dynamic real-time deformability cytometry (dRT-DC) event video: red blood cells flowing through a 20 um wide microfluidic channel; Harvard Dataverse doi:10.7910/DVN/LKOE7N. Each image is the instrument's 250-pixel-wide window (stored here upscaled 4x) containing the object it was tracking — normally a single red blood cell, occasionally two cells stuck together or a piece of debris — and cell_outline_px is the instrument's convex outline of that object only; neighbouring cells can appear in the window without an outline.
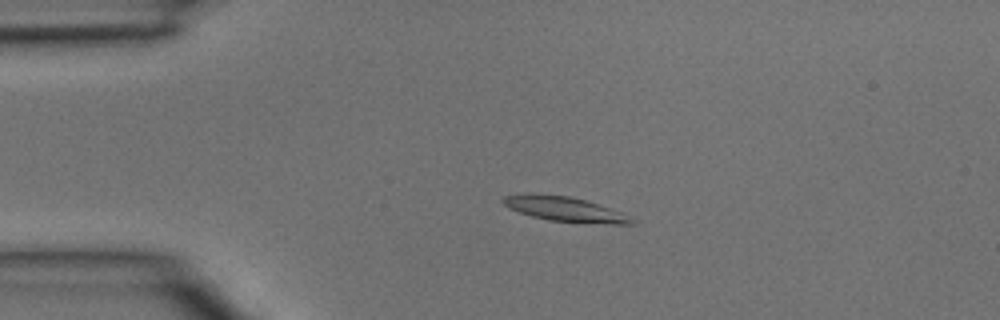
{"species": "common noctule bat (a hibernating species)", "species_latin": "Nyctalus noctula", "temperature_condition": "room temperature", "stored_images_in_passage": 32, "camera_frame_rate_fps": 3000, "um_per_image_px": 0.085, "animal": {"sex": "male", "body_mass_g": 15.6}, "frame": {"image": 1, "passage_image": 1, "time_ms": 0.0, "image_size_px": [1000, 320], "cell_outline_px": [[636, 224], [612, 224], [548, 220], [532, 216], [520, 212], [504, 204], [500, 200], [504, 196], [524, 192], [536, 192], [568, 196], [584, 200], [620, 212], [632, 220]], "centroid_in_image_um": [47.9, 17.74], "position_along_channel_um": 37.1, "area_um2": 18.26}}
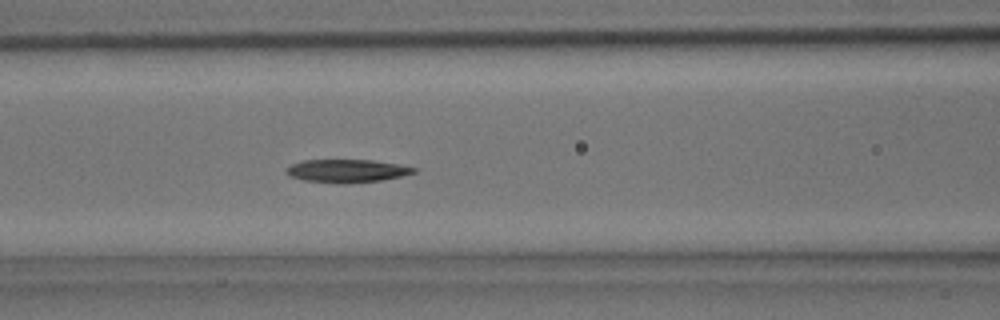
{"frame": {"image": 2, "passage_image": 9, "time_ms": 2.667, "image_size_px": [1000, 320], "cell_outline_px": [[416, 172], [400, 176], [380, 180], [344, 184], [340, 184], [304, 180], [292, 176], [284, 172], [292, 164], [304, 160], [372, 160], [396, 164], [416, 168]], "centroid_in_image_um": [29.47, 14.53], "position_along_channel_um": 137.1, "area_um2": 16.88}}
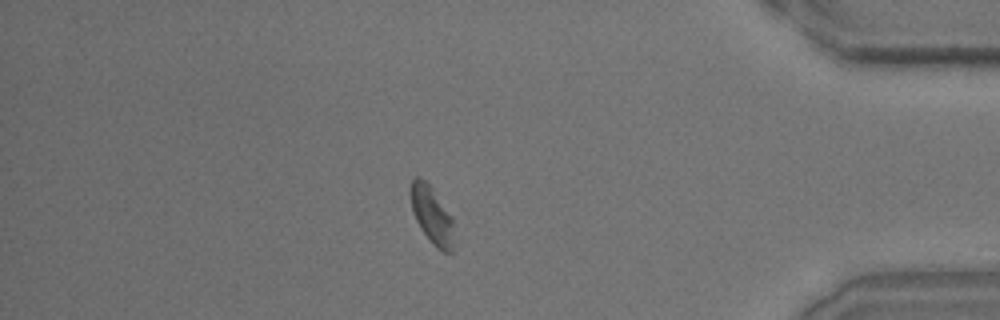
{"frame": {"image": 3, "passage_image": 27, "time_ms": 8.667, "image_size_px": [1000, 320], "cell_outline_px": [[452, 252], [444, 252], [436, 248], [432, 244], [420, 228], [412, 212], [408, 192], [412, 180], [416, 176], [420, 176], [432, 188], [452, 216]], "centroid_in_image_um": [36.65, 18.24], "position_along_channel_um": 398.6, "area_um2": 14.57}}